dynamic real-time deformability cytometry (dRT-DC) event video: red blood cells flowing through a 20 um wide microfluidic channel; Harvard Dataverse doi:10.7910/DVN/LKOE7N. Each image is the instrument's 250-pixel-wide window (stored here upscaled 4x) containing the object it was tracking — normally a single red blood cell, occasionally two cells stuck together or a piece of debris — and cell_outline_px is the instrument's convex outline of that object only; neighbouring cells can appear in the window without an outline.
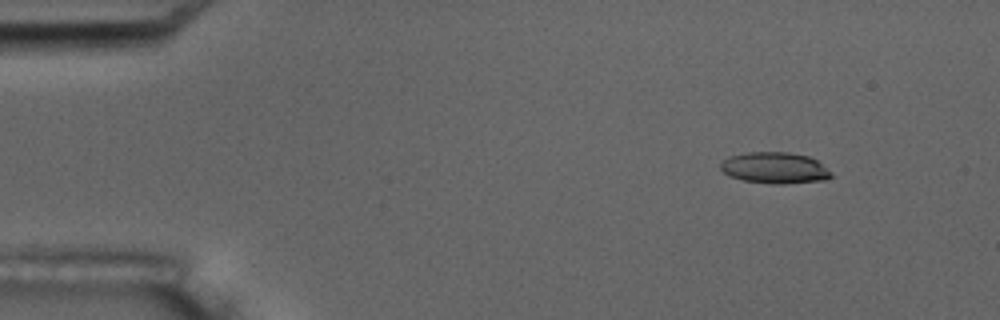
{"species": "common noctule bat (a hibernating species)", "species_latin": "Nyctalus noctula", "temperature_condition": "room temperature", "stored_images_in_passage": 5, "camera_frame_rate_fps": 3000, "um_per_image_px": 0.085, "animal": {"sex": "male", "body_mass_g": 17.5, "forearm_length_mm": 52.3}, "frame": {"image": 1, "passage_image": 2, "time_ms": 1.333, "image_size_px": [1000, 320], "cell_outline_px": [[832, 176], [824, 180], [784, 184], [772, 184], [744, 180], [728, 176], [720, 168], [720, 164], [728, 156], [748, 152], [788, 152], [808, 156], [816, 160], [832, 172]], "centroid_in_image_um": [65.84, 14.27], "position_along_channel_um": 19.2, "area_um2": 20.17}}
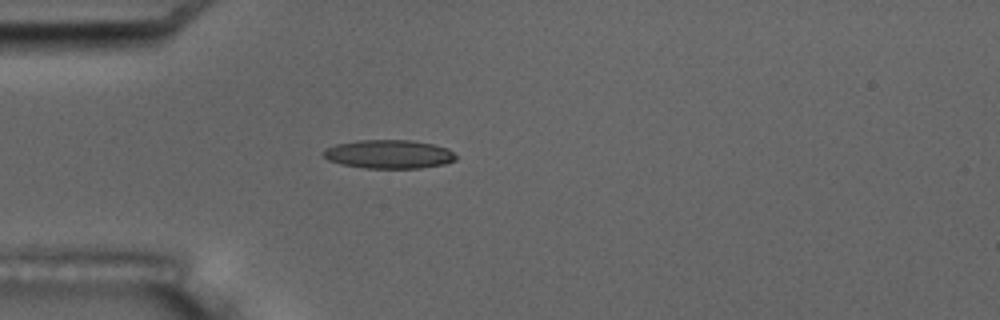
{"frame": {"image": 2, "passage_image": 5, "time_ms": 4.667, "image_size_px": [1000, 320], "cell_outline_px": [[456, 160], [444, 164], [420, 168], [364, 168], [340, 164], [328, 160], [320, 152], [336, 144], [360, 140], [412, 140], [432, 144], [448, 148], [456, 156]], "centroid_in_image_um": [33.05, 13.11], "position_along_channel_um": 52.0, "area_um2": 22.14}}